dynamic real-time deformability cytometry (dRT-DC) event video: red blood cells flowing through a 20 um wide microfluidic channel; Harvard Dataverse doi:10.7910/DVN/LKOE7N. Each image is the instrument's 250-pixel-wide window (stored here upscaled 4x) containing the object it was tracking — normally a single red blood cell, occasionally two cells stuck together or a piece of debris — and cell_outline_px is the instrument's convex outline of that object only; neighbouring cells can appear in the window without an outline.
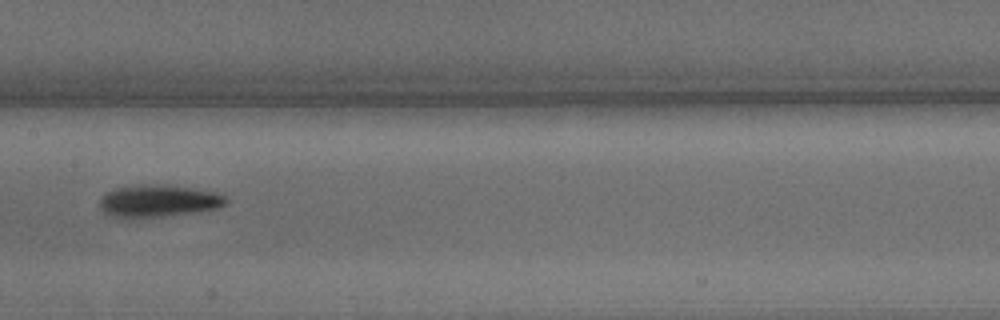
{"species": "common noctule bat (a hibernating species)", "species_latin": "Nyctalus noctula", "temperature_condition": "warm", "stored_images_in_passage": 29, "camera_frame_rate_fps": 3000, "um_per_image_px": 0.085, "animal": {"sex": "male", "body_mass_g": 15.6}, "frame": {"image": 1, "passage_image": 9, "time_ms": 2.667, "image_size_px": [1000, 320], "cell_outline_px": [[228, 204], [220, 208], [192, 212], [120, 220], [104, 212], [100, 208], [100, 200], [104, 192], [116, 188], [140, 184], [168, 184], [196, 188], [216, 192], [224, 196], [228, 200]], "centroid_in_image_um": [13.44, 17.07], "position_along_channel_um": 194.0, "area_um2": 24.16}}
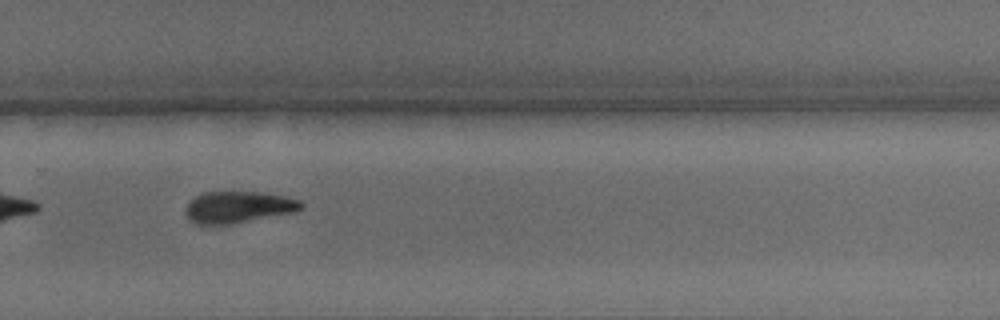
{"frame": {"image": 2, "passage_image": 17, "time_ms": 5.333, "image_size_px": [1000, 320], "cell_outline_px": [[304, 208], [296, 212], [228, 224], [196, 224], [188, 220], [184, 212], [188, 204], [196, 196], [204, 192], [260, 192], [284, 196], [300, 200], [304, 204]], "centroid_in_image_um": [20.27, 17.6], "position_along_channel_um": 309.5, "area_um2": 21.27}}